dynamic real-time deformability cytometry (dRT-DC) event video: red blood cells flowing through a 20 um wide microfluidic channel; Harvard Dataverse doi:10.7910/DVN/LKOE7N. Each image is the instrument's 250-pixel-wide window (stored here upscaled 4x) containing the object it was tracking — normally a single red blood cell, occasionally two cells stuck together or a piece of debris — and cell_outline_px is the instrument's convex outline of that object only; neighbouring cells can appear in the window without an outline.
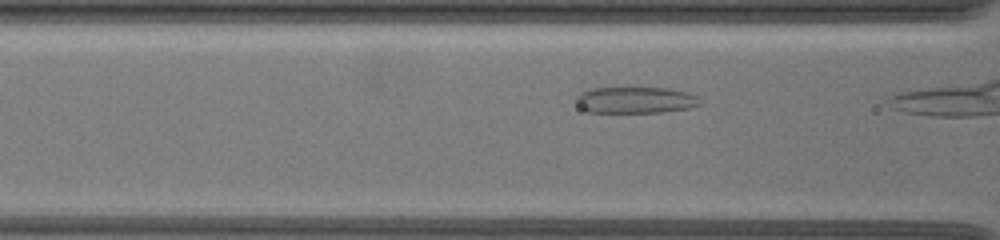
{"species": "common noctule bat (a hibernating species)", "species_latin": "Nyctalus noctula", "temperature_condition": "warm", "stored_images_in_passage": 13, "camera_frame_rate_fps": 3000, "um_per_image_px": 0.085, "animal": {"sex": "female", "body_mass_g": 19.5, "forearm_length_mm": 54.1}, "frame": {"image": 1, "passage_image": 6, "time_ms": 1.333, "image_size_px": [1000, 240], "cell_outline_px": [[704, 104], [688, 108], [664, 112], [588, 112], [580, 108], [576, 100], [576, 96], [580, 92], [592, 88], [668, 88], [688, 92], [700, 96]], "centroid_in_image_um": [54.08, 8.5], "position_along_channel_um": 112.5, "area_um2": 19.31}}
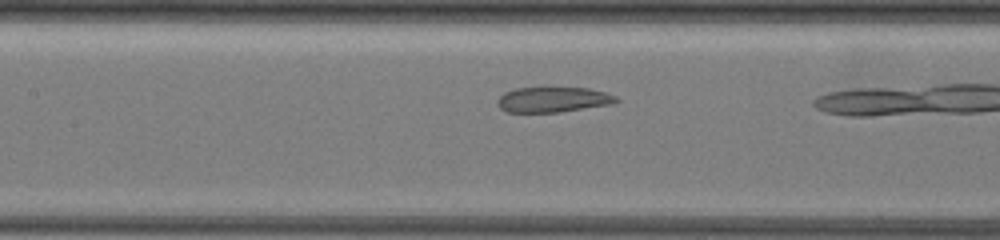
{"frame": {"image": 2, "passage_image": 11, "time_ms": 2.667, "image_size_px": [1000, 240], "cell_outline_px": [[620, 100], [612, 104], [560, 112], [508, 112], [500, 108], [496, 104], [496, 100], [504, 92], [516, 88], [544, 84], [548, 84], [588, 88], [604, 92], [616, 96]], "centroid_in_image_um": [46.98, 8.4], "position_along_channel_um": 160.4, "area_um2": 18.55}}